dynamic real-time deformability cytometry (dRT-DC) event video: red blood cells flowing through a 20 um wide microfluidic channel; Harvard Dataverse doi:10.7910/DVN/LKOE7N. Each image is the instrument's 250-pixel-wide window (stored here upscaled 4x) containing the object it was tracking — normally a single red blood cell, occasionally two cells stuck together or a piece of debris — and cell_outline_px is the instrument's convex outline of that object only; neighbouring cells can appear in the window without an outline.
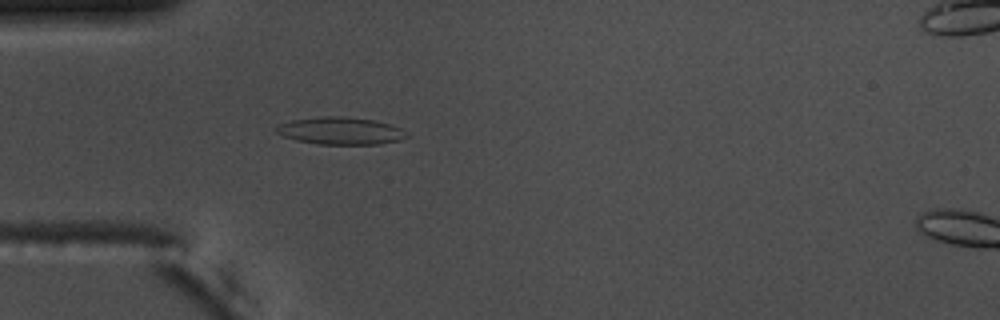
{"species": "common noctule bat (a hibernating species)", "species_latin": "Nyctalus noctula", "temperature_condition": "warm", "stored_images_in_passage": 56, "camera_frame_rate_fps": 3000, "um_per_image_px": 0.085, "animal": {"sex": "male", "body_mass_g": 17.5, "forearm_length_mm": 52.3}, "frame": {"image": 1, "passage_image": 17, "time_ms": 5.333, "image_size_px": [1000, 320], "cell_outline_px": [[408, 136], [400, 140], [380, 144], [320, 144], [296, 140], [284, 136], [276, 132], [276, 128], [280, 124], [292, 120], [324, 116], [344, 116], [376, 120], [400, 128]], "centroid_in_image_um": [28.95, 11.12], "position_along_channel_um": 56.0, "area_um2": 20.58}}
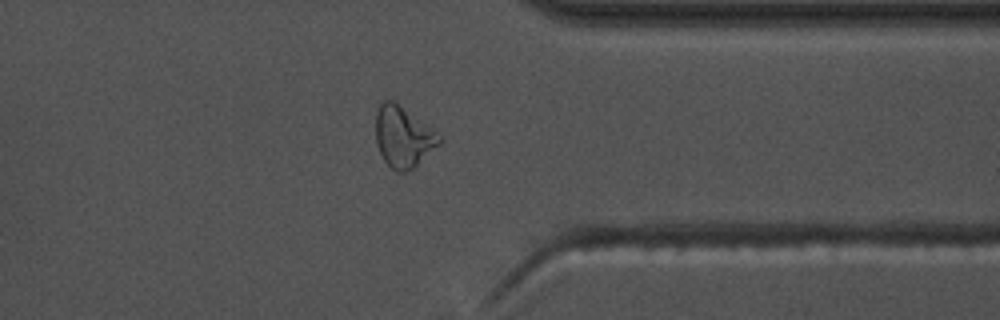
{"frame": {"image": 2, "passage_image": 44, "time_ms": 14.333, "image_size_px": [1000, 320], "cell_outline_px": [[444, 140], [440, 144], [412, 168], [404, 172], [396, 172], [384, 160], [376, 144], [376, 112], [380, 104], [384, 100], [392, 100], [420, 120], [436, 132]], "centroid_in_image_um": [34.25, 11.64], "position_along_channel_um": 377.1, "area_um2": 22.08}}
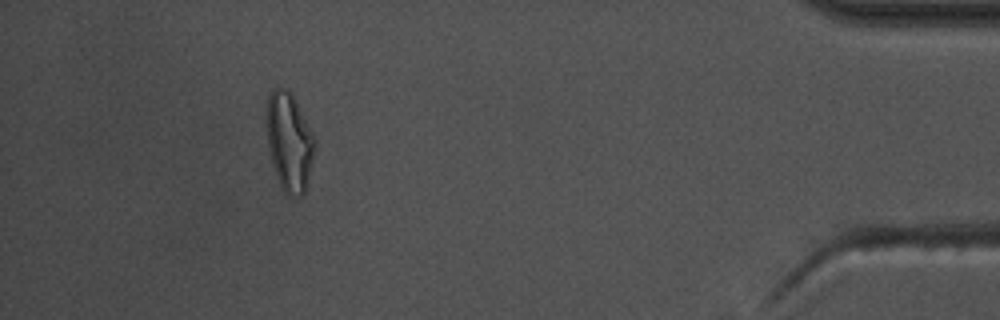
{"frame": {"image": 3, "passage_image": 51, "time_ms": 16.667, "image_size_px": [1000, 320], "cell_outline_px": [[316, 152], [304, 196], [292, 200], [280, 188], [272, 164], [268, 148], [264, 120], [264, 116], [268, 96], [272, 88], [284, 88], [292, 92], [316, 136]], "centroid_in_image_um": [24.6, 12.08], "position_along_channel_um": 410.6, "area_um2": 29.3}, "authors_computed_cell_mechanics": {"area_um2": 19.8832, "velocity_mm_per_s": 3.6879, "shape_relaxation_time_tau1_ms": 5.7146, "shape_relaxation_time_tau2_ms": 2.1592, "deformation_change_tau1": 0.1967, "deformation_change_tau2": 0.107}}